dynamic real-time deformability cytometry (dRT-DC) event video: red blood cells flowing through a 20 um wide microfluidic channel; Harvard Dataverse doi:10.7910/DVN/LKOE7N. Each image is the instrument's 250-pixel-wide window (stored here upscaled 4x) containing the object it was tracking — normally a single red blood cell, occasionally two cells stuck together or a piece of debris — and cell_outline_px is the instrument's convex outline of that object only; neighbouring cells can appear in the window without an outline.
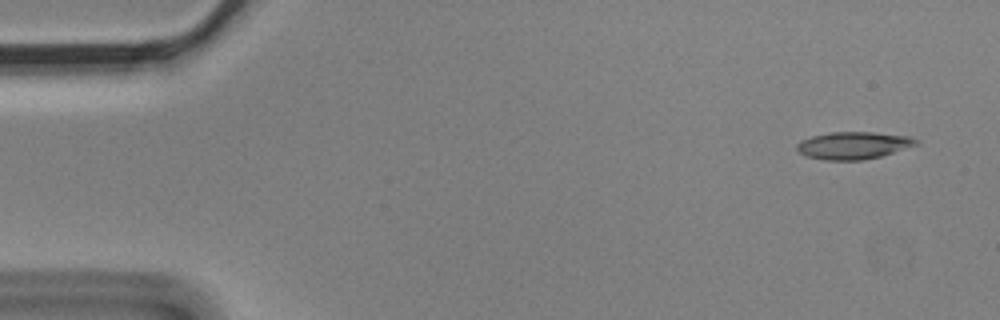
{"species": "Egyptian fruit bat (a non-hibernating species)", "species_latin": "Rousettus aegyptiacus", "temperature_condition": "cold", "stored_images_in_passage": 5, "camera_frame_rate_fps": 3000, "um_per_image_px": 0.085, "animal": {"sex": "male"}, "frame": {"image": 1, "passage_image": 1, "time_ms": 0.0, "image_size_px": [1000, 320], "cell_outline_px": [[920, 144], [880, 156], [864, 160], [824, 160], [808, 156], [800, 152], [796, 148], [796, 144], [800, 140], [812, 136], [832, 132], [872, 132], [908, 136], [920, 140]], "centroid_in_image_um": [72.56, 12.35], "position_along_channel_um": 12.4, "area_um2": 18.96}}
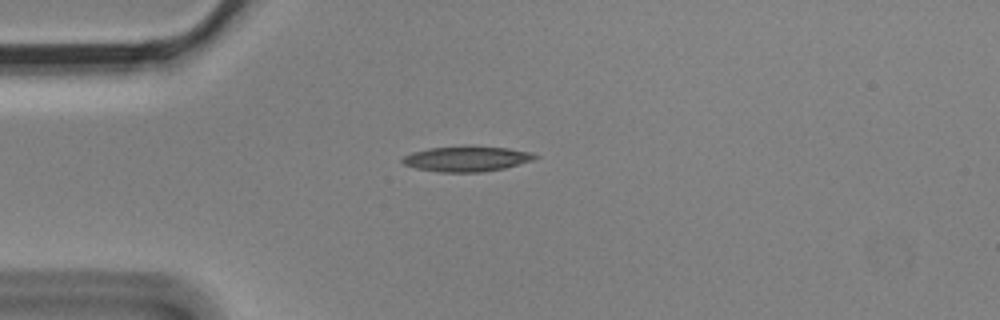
{"frame": {"image": 2, "passage_image": 4, "time_ms": 1.0, "image_size_px": [1000, 320], "cell_outline_px": [[540, 156], [532, 160], [504, 168], [484, 172], [440, 172], [416, 168], [404, 164], [400, 160], [404, 156], [412, 152], [428, 148], [508, 148], [532, 152]], "centroid_in_image_um": [39.66, 13.53], "position_along_channel_um": 45.3, "area_um2": 18.84}}